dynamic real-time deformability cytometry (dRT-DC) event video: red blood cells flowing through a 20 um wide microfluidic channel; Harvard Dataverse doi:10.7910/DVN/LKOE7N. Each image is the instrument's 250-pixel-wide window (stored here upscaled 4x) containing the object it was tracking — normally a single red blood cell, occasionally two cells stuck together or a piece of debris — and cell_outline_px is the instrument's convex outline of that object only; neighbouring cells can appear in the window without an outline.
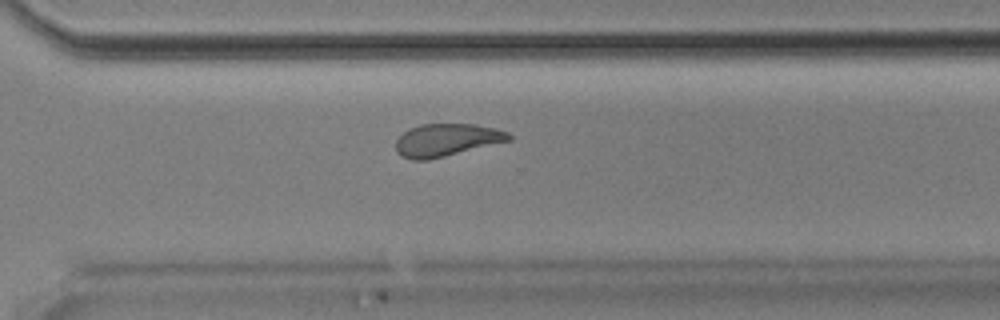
{"species": "Egyptian fruit bat (a non-hibernating species)", "species_latin": "Rousettus aegyptiacus", "temperature_condition": "room temperature", "stored_images_in_passage": 30, "camera_frame_rate_fps": 3000, "um_per_image_px": 0.085, "animal": {"sex": "male"}, "frame": {"image": 1, "passage_image": 22, "time_ms": 7.0, "image_size_px": [1000, 320], "cell_outline_px": [[512, 140], [428, 160], [412, 160], [400, 156], [396, 152], [396, 140], [404, 132], [420, 124], [476, 124], [496, 128], [508, 132], [512, 136]], "centroid_in_image_um": [37.97, 11.9], "position_along_channel_um": 332.6, "area_um2": 21.5}}
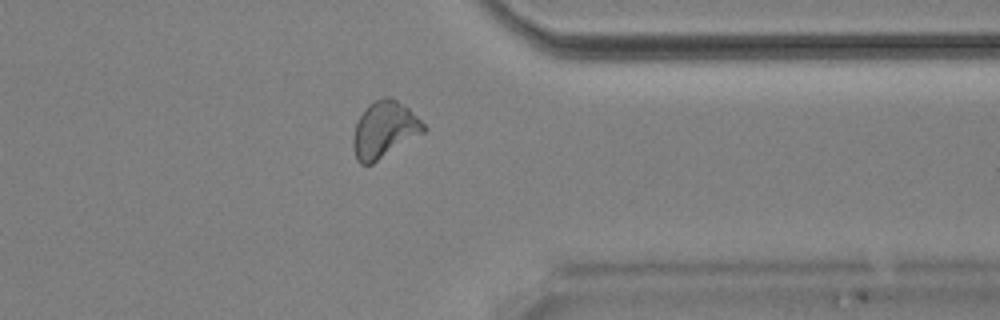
{"frame": {"image": 2, "passage_image": 26, "time_ms": 8.333, "image_size_px": [1000, 320], "cell_outline_px": [[428, 128], [424, 132], [372, 164], [360, 164], [356, 160], [352, 148], [352, 136], [356, 124], [364, 108], [368, 104], [384, 96], [388, 96], [404, 104]], "centroid_in_image_um": [32.64, 11.02], "position_along_channel_um": 378.8, "area_um2": 23.18}, "authors_computed_cell_mechanics": {"area_um2": 21.8773, "velocity_mm_per_s": 3.8816, "shape_relaxation_time_tau1_ms": 11.1074, "shape_relaxation_time_tau2_ms": 2.7346, "deformation_change_tau1": 0.2213, "deformation_change_tau2": 0.0791}}